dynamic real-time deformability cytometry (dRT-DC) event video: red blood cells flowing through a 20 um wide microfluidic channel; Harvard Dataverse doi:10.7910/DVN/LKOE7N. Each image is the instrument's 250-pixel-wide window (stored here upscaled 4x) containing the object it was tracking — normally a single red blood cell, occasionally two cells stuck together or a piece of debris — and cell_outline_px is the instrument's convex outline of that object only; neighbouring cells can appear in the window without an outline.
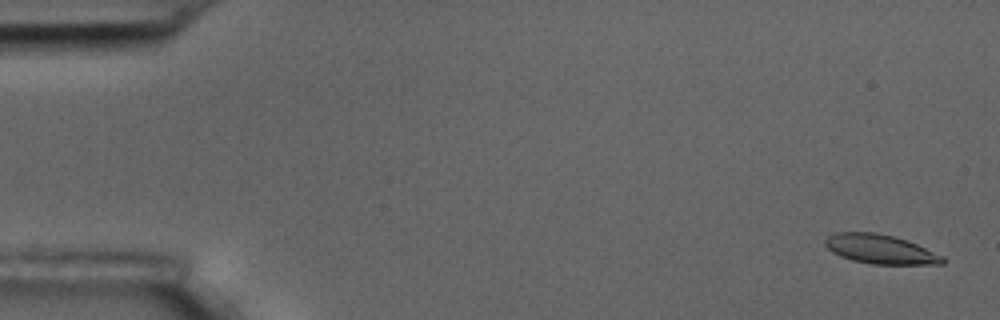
{"species": "common noctule bat (a hibernating species)", "species_latin": "Nyctalus noctula", "temperature_condition": "room temperature", "stored_images_in_passage": 13, "camera_frame_rate_fps": 3000, "um_per_image_px": 0.085, "animal": {"sex": "male", "body_mass_g": 17.5, "forearm_length_mm": 52.3}, "frame": {"image": 1, "passage_image": 1, "time_ms": 0.0, "image_size_px": [1000, 320], "cell_outline_px": [[944, 264], [872, 264], [852, 260], [840, 256], [832, 252], [824, 244], [824, 240], [828, 236], [836, 232], [876, 232], [896, 236], [908, 240], [944, 256]], "centroid_in_image_um": [74.82, 21.17], "position_along_channel_um": 10.2, "area_um2": 20.17}}
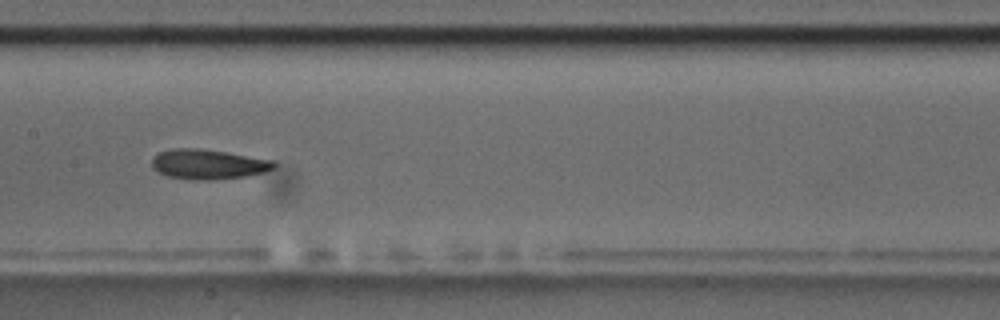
{"frame": {"image": 2, "passage_image": 8, "time_ms": 9.0, "image_size_px": [1000, 320], "cell_outline_px": [[276, 164], [272, 168], [264, 172], [244, 176], [212, 180], [192, 180], [168, 176], [156, 172], [152, 168], [152, 156], [156, 152], [172, 148], [196, 148], [224, 152], [272, 160]], "centroid_in_image_um": [17.59, 13.96], "position_along_channel_um": 189.8, "area_um2": 21.21}}
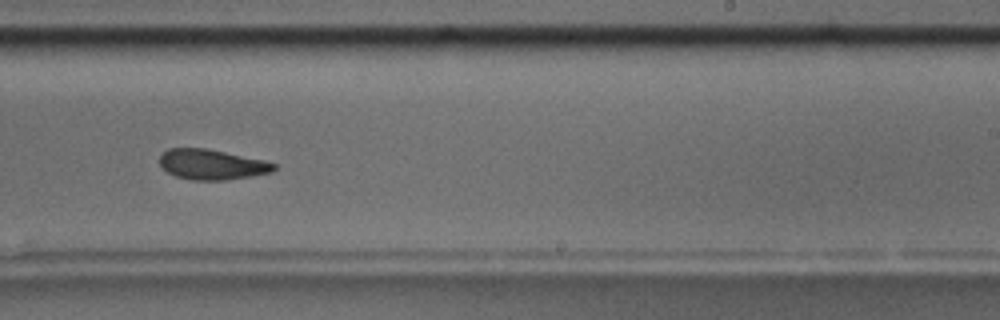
{"frame": {"image": 3, "passage_image": 10, "time_ms": 11.333, "image_size_px": [1000, 320], "cell_outline_px": [[276, 168], [272, 172], [252, 176], [228, 180], [192, 180], [176, 176], [168, 172], [160, 164], [160, 156], [168, 148], [204, 148], [264, 160], [276, 164]], "centroid_in_image_um": [18.02, 13.99], "position_along_channel_um": 271.0, "area_um2": 20.0}, "authors_computed_cell_mechanics": {"area_um2": 20.5768, "velocity_mm_per_s": 3.4993, "shape_relaxation_time_tau1_ms": 6.1129, "shape_relaxation_time_tau2_ms": 2.74, "deformation_change_tau1": 0.1756, "deformation_change_tau2": 0.0931}}